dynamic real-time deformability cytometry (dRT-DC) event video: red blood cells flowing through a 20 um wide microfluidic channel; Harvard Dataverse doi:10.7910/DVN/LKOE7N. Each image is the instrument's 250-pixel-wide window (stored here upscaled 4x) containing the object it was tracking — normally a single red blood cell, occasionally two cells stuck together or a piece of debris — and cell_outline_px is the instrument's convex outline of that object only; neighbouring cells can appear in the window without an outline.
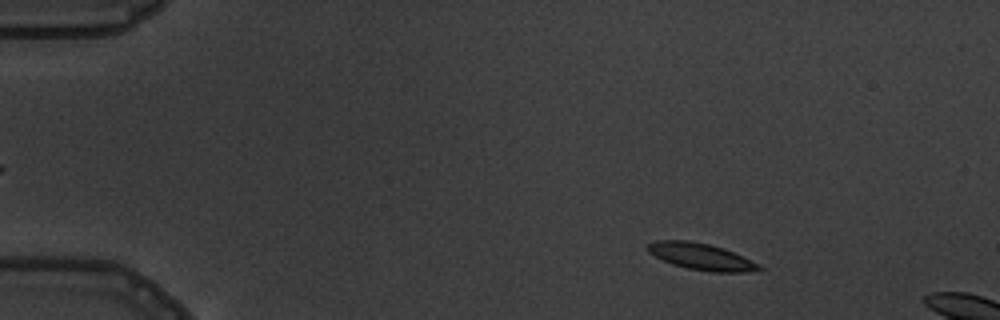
{"species": "common noctule bat (a hibernating species)", "species_latin": "Nyctalus noctula", "temperature_condition": "warm", "stored_images_in_passage": 4, "camera_frame_rate_fps": 3000, "um_per_image_px": 0.085, "animal": {"sex": "male", "body_mass_g": 19.5, "forearm_length_mm": 54.6}, "frame": {"image": 1, "passage_image": 2, "time_ms": 1.0, "image_size_px": [1000, 320], "cell_outline_px": [[764, 268], [748, 272], [712, 272], [688, 268], [672, 264], [648, 252], [648, 244], [656, 240], [688, 240], [708, 244], [724, 248], [760, 264]], "centroid_in_image_um": [59.62, 21.81], "position_along_channel_um": 25.4, "area_um2": 17.11}}